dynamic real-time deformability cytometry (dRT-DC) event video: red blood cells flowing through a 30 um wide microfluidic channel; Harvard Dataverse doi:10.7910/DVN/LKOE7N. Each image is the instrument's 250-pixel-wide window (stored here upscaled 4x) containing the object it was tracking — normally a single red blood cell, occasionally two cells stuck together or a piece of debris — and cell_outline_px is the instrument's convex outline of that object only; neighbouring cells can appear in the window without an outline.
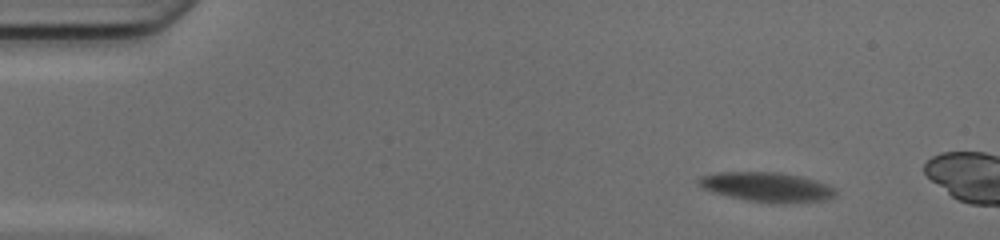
{"species": "common noctule bat (a hibernating species)", "species_latin": "Nyctalus noctula", "temperature_condition": "cold", "stored_images_in_passage": 18, "camera_frame_rate_fps": 3000, "um_per_image_px": 0.085, "animal": {"sex": "female", "body_mass_g": 17.0, "forearm_length_mm": 48.0}, "frame": {"image": 1, "passage_image": 6, "time_ms": 1.667, "image_size_px": [1000, 240], "cell_outline_px": [[836, 192], [832, 196], [824, 200], [748, 200], [700, 188], [696, 180], [700, 176], [716, 172], [780, 172], [800, 176], [816, 180], [836, 188]], "centroid_in_image_um": [65.1, 15.82], "position_along_channel_um": 19.9, "area_um2": 22.37}}